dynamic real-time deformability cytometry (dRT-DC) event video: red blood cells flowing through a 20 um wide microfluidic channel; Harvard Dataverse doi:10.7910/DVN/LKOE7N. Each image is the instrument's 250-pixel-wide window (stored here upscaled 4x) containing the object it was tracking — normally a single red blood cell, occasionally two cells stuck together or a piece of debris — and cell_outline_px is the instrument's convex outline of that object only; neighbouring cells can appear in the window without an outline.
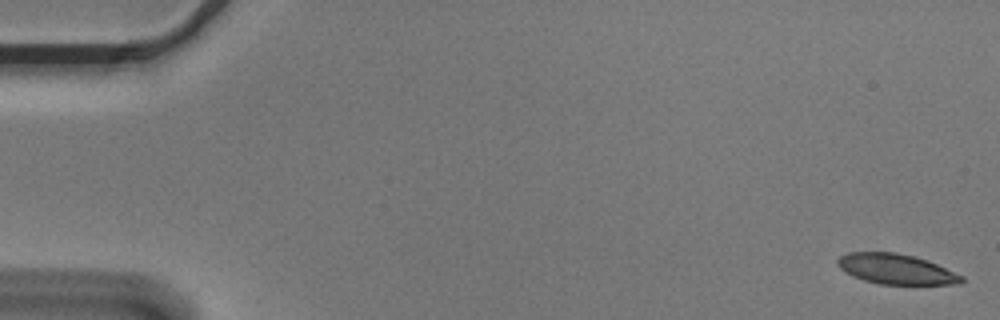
{"species": "Egyptian fruit bat (a non-hibernating species)", "species_latin": "Rousettus aegyptiacus", "temperature_condition": "cold", "stored_images_in_passage": 55, "camera_frame_rate_fps": 3000, "um_per_image_px": 0.085, "animal": {"sex": "male"}, "frame": {"image": 1, "passage_image": 1, "time_ms": 0.0, "image_size_px": [1000, 320], "cell_outline_px": [[964, 280], [960, 284], [880, 284], [864, 280], [840, 268], [836, 264], [836, 260], [840, 256], [848, 252], [896, 252], [916, 256], [928, 260], [964, 276]], "centroid_in_image_um": [76.2, 22.86], "position_along_channel_um": 8.8, "area_um2": 21.79}}
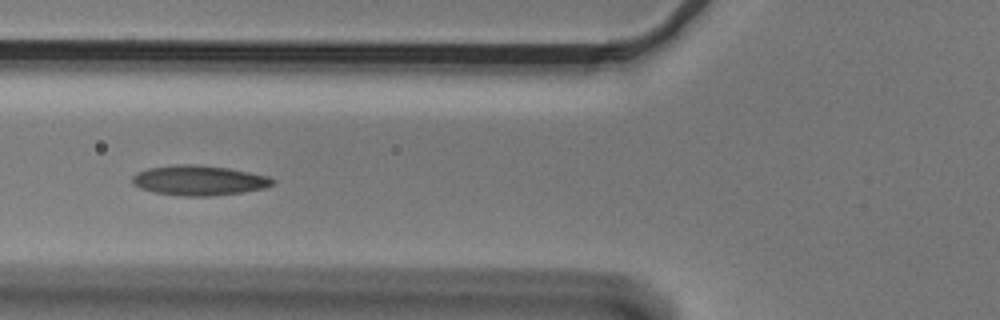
{"frame": {"image": 2, "passage_image": 21, "time_ms": 6.667, "image_size_px": [1000, 320], "cell_outline_px": [[276, 180], [272, 184], [264, 188], [244, 192], [212, 196], [180, 196], [156, 192], [140, 188], [132, 184], [132, 176], [136, 172], [148, 168], [176, 164], [196, 164], [228, 168], [268, 176]], "centroid_in_image_um": [16.89, 15.33], "position_along_channel_um": 108.9, "area_um2": 24.57}}
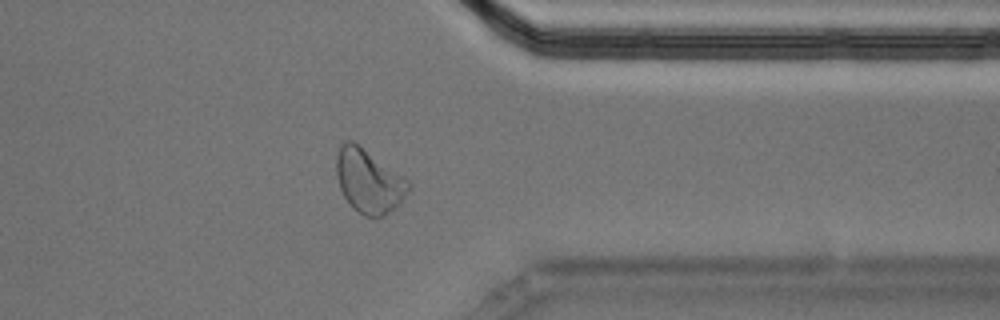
{"frame": {"image": 3, "passage_image": 44, "time_ms": 14.333, "image_size_px": [1000, 320], "cell_outline_px": [[412, 184], [408, 192], [400, 204], [384, 216], [364, 216], [352, 208], [344, 196], [340, 188], [336, 176], [336, 156], [340, 144], [344, 140], [352, 140], [404, 176]], "centroid_in_image_um": [31.34, 15.38], "position_along_channel_um": 380.1, "area_um2": 26.93}, "authors_computed_cell_mechanics": {"area_um2": 23.5824, "velocity_mm_per_s": 3.6115, "shape_relaxation_time_tau1_ms": 8.2711, "shape_relaxation_time_tau2_ms": 1.576, "deformation_change_tau1": 0.2089, "deformation_change_tau2": 0.0692}}